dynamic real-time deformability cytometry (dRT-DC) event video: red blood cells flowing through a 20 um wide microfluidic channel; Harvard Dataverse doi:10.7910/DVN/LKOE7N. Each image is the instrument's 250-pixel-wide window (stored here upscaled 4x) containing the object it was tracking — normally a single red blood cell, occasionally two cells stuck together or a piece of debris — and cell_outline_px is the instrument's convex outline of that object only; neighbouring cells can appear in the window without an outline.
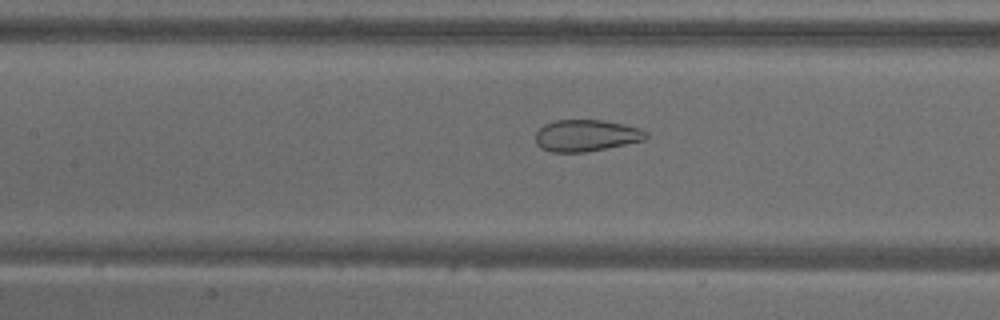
{"species": "common noctule bat (a hibernating species)", "species_latin": "Nyctalus noctula", "temperature_condition": "warm", "stored_images_in_passage": 53, "camera_frame_rate_fps": 3000, "um_per_image_px": 0.085, "animal": {"sex": "male", "body_mass_g": 18.8}, "frame": {"image": 1, "passage_image": 24, "time_ms": 7.667, "image_size_px": [1000, 320], "cell_outline_px": [[648, 136], [644, 140], [584, 152], [552, 152], [540, 148], [536, 144], [536, 132], [544, 124], [556, 120], [604, 120], [624, 124], [640, 128], [648, 132]], "centroid_in_image_um": [49.81, 11.51], "position_along_channel_um": 157.6, "area_um2": 20.35}}
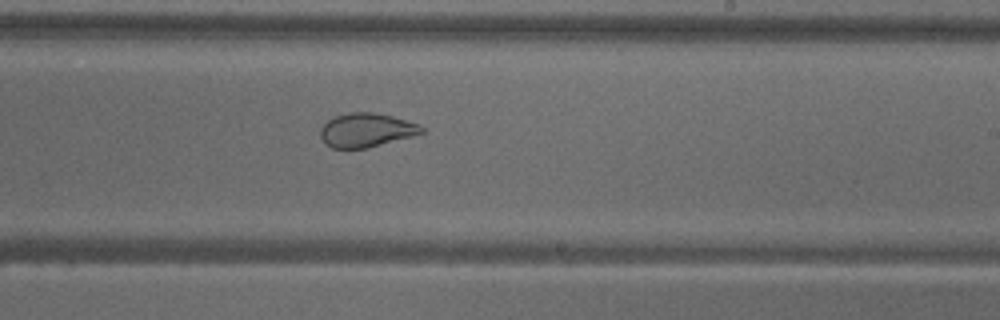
{"frame": {"image": 2, "passage_image": 32, "time_ms": 10.333, "image_size_px": [1000, 320], "cell_outline_px": [[424, 132], [412, 136], [368, 148], [332, 148], [324, 144], [320, 136], [320, 128], [328, 120], [336, 116], [352, 112], [376, 112], [392, 116], [420, 124], [424, 128]], "centroid_in_image_um": [31.13, 11.06], "position_along_channel_um": 257.9, "area_um2": 20.06}}
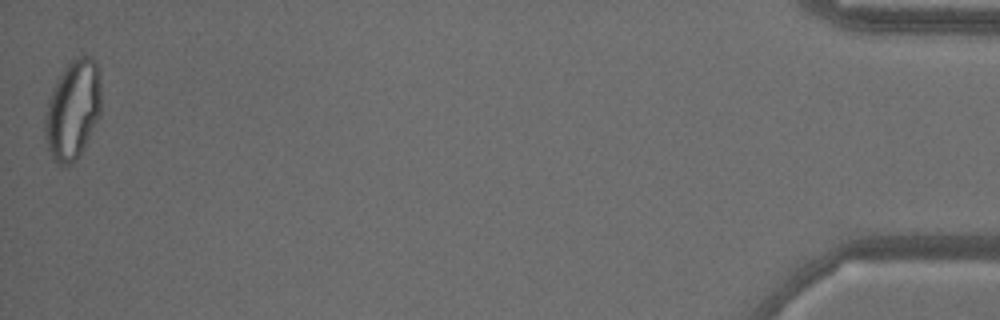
{"frame": {"image": 3, "passage_image": 53, "time_ms": 17.333, "image_size_px": [1000, 320], "cell_outline_px": [[100, 116], [80, 156], [72, 164], [60, 168], [56, 164], [48, 148], [44, 132], [44, 116], [48, 100], [52, 88], [64, 68], [72, 60], [80, 56], [92, 56], [96, 60], [100, 84]], "centroid_in_image_um": [6.18, 9.38], "position_along_channel_um": 429.0, "area_um2": 32.89}, "authors_computed_cell_mechanics": {"area_um2": 27.744, "velocity_mm_per_s": 3.7725, "shape_relaxation_time_tau1_ms": null, "shape_relaxation_time_tau2_ms": 0.8264, "deformation_change_tau1": null, "deformation_change_tau2": 0.0654}}